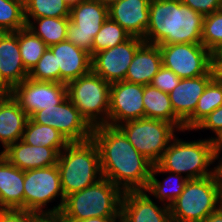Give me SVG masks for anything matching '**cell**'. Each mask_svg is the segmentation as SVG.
Segmentation results:
<instances>
[{
  "instance_id": "obj_1",
  "label": "cell",
  "mask_w": 222,
  "mask_h": 222,
  "mask_svg": "<svg viewBox=\"0 0 222 222\" xmlns=\"http://www.w3.org/2000/svg\"><path fill=\"white\" fill-rule=\"evenodd\" d=\"M91 139L98 148L104 178L123 192L146 189L153 164L135 149L118 127L96 126Z\"/></svg>"
},
{
  "instance_id": "obj_2",
  "label": "cell",
  "mask_w": 222,
  "mask_h": 222,
  "mask_svg": "<svg viewBox=\"0 0 222 222\" xmlns=\"http://www.w3.org/2000/svg\"><path fill=\"white\" fill-rule=\"evenodd\" d=\"M144 42L154 45L201 44L204 16L181 0H151Z\"/></svg>"
},
{
  "instance_id": "obj_3",
  "label": "cell",
  "mask_w": 222,
  "mask_h": 222,
  "mask_svg": "<svg viewBox=\"0 0 222 222\" xmlns=\"http://www.w3.org/2000/svg\"><path fill=\"white\" fill-rule=\"evenodd\" d=\"M123 193L103 177L93 185L66 196L59 216L65 221H80L91 217H121Z\"/></svg>"
},
{
  "instance_id": "obj_4",
  "label": "cell",
  "mask_w": 222,
  "mask_h": 222,
  "mask_svg": "<svg viewBox=\"0 0 222 222\" xmlns=\"http://www.w3.org/2000/svg\"><path fill=\"white\" fill-rule=\"evenodd\" d=\"M57 166L65 197L103 178L99 151L92 139L69 143L59 153Z\"/></svg>"
},
{
  "instance_id": "obj_5",
  "label": "cell",
  "mask_w": 222,
  "mask_h": 222,
  "mask_svg": "<svg viewBox=\"0 0 222 222\" xmlns=\"http://www.w3.org/2000/svg\"><path fill=\"white\" fill-rule=\"evenodd\" d=\"M214 141L201 138L193 141L180 139L177 134L170 141L157 163L164 171L184 174L185 178L200 179L215 174Z\"/></svg>"
},
{
  "instance_id": "obj_6",
  "label": "cell",
  "mask_w": 222,
  "mask_h": 222,
  "mask_svg": "<svg viewBox=\"0 0 222 222\" xmlns=\"http://www.w3.org/2000/svg\"><path fill=\"white\" fill-rule=\"evenodd\" d=\"M222 205L215 174L186 182L182 193L169 205L171 222H203Z\"/></svg>"
},
{
  "instance_id": "obj_7",
  "label": "cell",
  "mask_w": 222,
  "mask_h": 222,
  "mask_svg": "<svg viewBox=\"0 0 222 222\" xmlns=\"http://www.w3.org/2000/svg\"><path fill=\"white\" fill-rule=\"evenodd\" d=\"M66 85L67 97L93 128L108 125L111 84L91 70Z\"/></svg>"
},
{
  "instance_id": "obj_8",
  "label": "cell",
  "mask_w": 222,
  "mask_h": 222,
  "mask_svg": "<svg viewBox=\"0 0 222 222\" xmlns=\"http://www.w3.org/2000/svg\"><path fill=\"white\" fill-rule=\"evenodd\" d=\"M117 127L153 165L160 161L175 133L179 132L170 122L145 117L124 122Z\"/></svg>"
},
{
  "instance_id": "obj_9",
  "label": "cell",
  "mask_w": 222,
  "mask_h": 222,
  "mask_svg": "<svg viewBox=\"0 0 222 222\" xmlns=\"http://www.w3.org/2000/svg\"><path fill=\"white\" fill-rule=\"evenodd\" d=\"M57 197L60 198L58 205L47 209V204ZM64 201L65 196L61 188L60 172L57 164L46 168L24 171V210L43 216L59 215Z\"/></svg>"
},
{
  "instance_id": "obj_10",
  "label": "cell",
  "mask_w": 222,
  "mask_h": 222,
  "mask_svg": "<svg viewBox=\"0 0 222 222\" xmlns=\"http://www.w3.org/2000/svg\"><path fill=\"white\" fill-rule=\"evenodd\" d=\"M108 18V7L96 0H85L72 6L66 40L92 57L93 39Z\"/></svg>"
},
{
  "instance_id": "obj_11",
  "label": "cell",
  "mask_w": 222,
  "mask_h": 222,
  "mask_svg": "<svg viewBox=\"0 0 222 222\" xmlns=\"http://www.w3.org/2000/svg\"><path fill=\"white\" fill-rule=\"evenodd\" d=\"M162 66L172 70L179 78L206 75L211 67V52L202 44L178 43L158 45Z\"/></svg>"
},
{
  "instance_id": "obj_12",
  "label": "cell",
  "mask_w": 222,
  "mask_h": 222,
  "mask_svg": "<svg viewBox=\"0 0 222 222\" xmlns=\"http://www.w3.org/2000/svg\"><path fill=\"white\" fill-rule=\"evenodd\" d=\"M33 122L55 128L70 142L91 139L93 127L67 97L59 105L39 110L29 117Z\"/></svg>"
},
{
  "instance_id": "obj_13",
  "label": "cell",
  "mask_w": 222,
  "mask_h": 222,
  "mask_svg": "<svg viewBox=\"0 0 222 222\" xmlns=\"http://www.w3.org/2000/svg\"><path fill=\"white\" fill-rule=\"evenodd\" d=\"M9 93L30 117L39 110L62 103L67 98V85L27 78L14 86Z\"/></svg>"
},
{
  "instance_id": "obj_14",
  "label": "cell",
  "mask_w": 222,
  "mask_h": 222,
  "mask_svg": "<svg viewBox=\"0 0 222 222\" xmlns=\"http://www.w3.org/2000/svg\"><path fill=\"white\" fill-rule=\"evenodd\" d=\"M143 43V39L131 36L117 46L95 53L91 70L109 84L124 81L134 54Z\"/></svg>"
},
{
  "instance_id": "obj_15",
  "label": "cell",
  "mask_w": 222,
  "mask_h": 222,
  "mask_svg": "<svg viewBox=\"0 0 222 222\" xmlns=\"http://www.w3.org/2000/svg\"><path fill=\"white\" fill-rule=\"evenodd\" d=\"M144 85L128 81L110 86L108 125H118L145 117L143 104Z\"/></svg>"
},
{
  "instance_id": "obj_16",
  "label": "cell",
  "mask_w": 222,
  "mask_h": 222,
  "mask_svg": "<svg viewBox=\"0 0 222 222\" xmlns=\"http://www.w3.org/2000/svg\"><path fill=\"white\" fill-rule=\"evenodd\" d=\"M151 197V198H150ZM123 222H171L166 204L157 205L145 190L126 191L121 202Z\"/></svg>"
},
{
  "instance_id": "obj_17",
  "label": "cell",
  "mask_w": 222,
  "mask_h": 222,
  "mask_svg": "<svg viewBox=\"0 0 222 222\" xmlns=\"http://www.w3.org/2000/svg\"><path fill=\"white\" fill-rule=\"evenodd\" d=\"M19 49V30L0 32V83L10 91L28 78Z\"/></svg>"
},
{
  "instance_id": "obj_18",
  "label": "cell",
  "mask_w": 222,
  "mask_h": 222,
  "mask_svg": "<svg viewBox=\"0 0 222 222\" xmlns=\"http://www.w3.org/2000/svg\"><path fill=\"white\" fill-rule=\"evenodd\" d=\"M151 0H117L108 7L109 18L125 29L130 36L144 40L149 25Z\"/></svg>"
},
{
  "instance_id": "obj_19",
  "label": "cell",
  "mask_w": 222,
  "mask_h": 222,
  "mask_svg": "<svg viewBox=\"0 0 222 222\" xmlns=\"http://www.w3.org/2000/svg\"><path fill=\"white\" fill-rule=\"evenodd\" d=\"M0 153L14 166L27 171L56 165L60 152L56 148L32 146L20 139Z\"/></svg>"
},
{
  "instance_id": "obj_20",
  "label": "cell",
  "mask_w": 222,
  "mask_h": 222,
  "mask_svg": "<svg viewBox=\"0 0 222 222\" xmlns=\"http://www.w3.org/2000/svg\"><path fill=\"white\" fill-rule=\"evenodd\" d=\"M56 57L57 69H60V83H68L91 71L89 53L65 40L48 47Z\"/></svg>"
},
{
  "instance_id": "obj_21",
  "label": "cell",
  "mask_w": 222,
  "mask_h": 222,
  "mask_svg": "<svg viewBox=\"0 0 222 222\" xmlns=\"http://www.w3.org/2000/svg\"><path fill=\"white\" fill-rule=\"evenodd\" d=\"M212 79L211 70L206 75L181 79L169 93L174 113L183 123L194 113L200 96Z\"/></svg>"
},
{
  "instance_id": "obj_22",
  "label": "cell",
  "mask_w": 222,
  "mask_h": 222,
  "mask_svg": "<svg viewBox=\"0 0 222 222\" xmlns=\"http://www.w3.org/2000/svg\"><path fill=\"white\" fill-rule=\"evenodd\" d=\"M0 209L24 210V170L0 153Z\"/></svg>"
},
{
  "instance_id": "obj_23",
  "label": "cell",
  "mask_w": 222,
  "mask_h": 222,
  "mask_svg": "<svg viewBox=\"0 0 222 222\" xmlns=\"http://www.w3.org/2000/svg\"><path fill=\"white\" fill-rule=\"evenodd\" d=\"M28 115L8 93L0 101V144L1 152L22 138Z\"/></svg>"
},
{
  "instance_id": "obj_24",
  "label": "cell",
  "mask_w": 222,
  "mask_h": 222,
  "mask_svg": "<svg viewBox=\"0 0 222 222\" xmlns=\"http://www.w3.org/2000/svg\"><path fill=\"white\" fill-rule=\"evenodd\" d=\"M161 67L162 58L159 46L144 42L136 50L124 81L149 85Z\"/></svg>"
},
{
  "instance_id": "obj_25",
  "label": "cell",
  "mask_w": 222,
  "mask_h": 222,
  "mask_svg": "<svg viewBox=\"0 0 222 222\" xmlns=\"http://www.w3.org/2000/svg\"><path fill=\"white\" fill-rule=\"evenodd\" d=\"M165 173L166 175L169 173V176L159 181L156 176ZM187 181L184 175L164 171L158 164H154L145 191L155 197V201L157 199V202L169 206L182 193Z\"/></svg>"
},
{
  "instance_id": "obj_26",
  "label": "cell",
  "mask_w": 222,
  "mask_h": 222,
  "mask_svg": "<svg viewBox=\"0 0 222 222\" xmlns=\"http://www.w3.org/2000/svg\"><path fill=\"white\" fill-rule=\"evenodd\" d=\"M143 104L145 118L170 122L179 132H185L184 123L174 113L169 94L162 92L150 84L144 85Z\"/></svg>"
},
{
  "instance_id": "obj_27",
  "label": "cell",
  "mask_w": 222,
  "mask_h": 222,
  "mask_svg": "<svg viewBox=\"0 0 222 222\" xmlns=\"http://www.w3.org/2000/svg\"><path fill=\"white\" fill-rule=\"evenodd\" d=\"M26 28L48 47L66 40L69 17L25 19Z\"/></svg>"
},
{
  "instance_id": "obj_28",
  "label": "cell",
  "mask_w": 222,
  "mask_h": 222,
  "mask_svg": "<svg viewBox=\"0 0 222 222\" xmlns=\"http://www.w3.org/2000/svg\"><path fill=\"white\" fill-rule=\"evenodd\" d=\"M21 140L32 146L56 148L61 152L70 142L51 126L33 122L28 118Z\"/></svg>"
},
{
  "instance_id": "obj_29",
  "label": "cell",
  "mask_w": 222,
  "mask_h": 222,
  "mask_svg": "<svg viewBox=\"0 0 222 222\" xmlns=\"http://www.w3.org/2000/svg\"><path fill=\"white\" fill-rule=\"evenodd\" d=\"M222 105V83L212 79L198 100L194 113L184 122V130L193 129L210 113Z\"/></svg>"
},
{
  "instance_id": "obj_30",
  "label": "cell",
  "mask_w": 222,
  "mask_h": 222,
  "mask_svg": "<svg viewBox=\"0 0 222 222\" xmlns=\"http://www.w3.org/2000/svg\"><path fill=\"white\" fill-rule=\"evenodd\" d=\"M25 19L69 17L70 6L65 0H28L24 4Z\"/></svg>"
},
{
  "instance_id": "obj_31",
  "label": "cell",
  "mask_w": 222,
  "mask_h": 222,
  "mask_svg": "<svg viewBox=\"0 0 222 222\" xmlns=\"http://www.w3.org/2000/svg\"><path fill=\"white\" fill-rule=\"evenodd\" d=\"M48 46L26 27L19 30V49L24 67L30 72Z\"/></svg>"
},
{
  "instance_id": "obj_32",
  "label": "cell",
  "mask_w": 222,
  "mask_h": 222,
  "mask_svg": "<svg viewBox=\"0 0 222 222\" xmlns=\"http://www.w3.org/2000/svg\"><path fill=\"white\" fill-rule=\"evenodd\" d=\"M131 36L118 23L108 18L93 39L92 56L102 50L110 49L127 41Z\"/></svg>"
},
{
  "instance_id": "obj_33",
  "label": "cell",
  "mask_w": 222,
  "mask_h": 222,
  "mask_svg": "<svg viewBox=\"0 0 222 222\" xmlns=\"http://www.w3.org/2000/svg\"><path fill=\"white\" fill-rule=\"evenodd\" d=\"M25 27L24 4L18 0H0V32H16Z\"/></svg>"
},
{
  "instance_id": "obj_34",
  "label": "cell",
  "mask_w": 222,
  "mask_h": 222,
  "mask_svg": "<svg viewBox=\"0 0 222 222\" xmlns=\"http://www.w3.org/2000/svg\"><path fill=\"white\" fill-rule=\"evenodd\" d=\"M201 44L211 53L222 45V8L204 16Z\"/></svg>"
},
{
  "instance_id": "obj_35",
  "label": "cell",
  "mask_w": 222,
  "mask_h": 222,
  "mask_svg": "<svg viewBox=\"0 0 222 222\" xmlns=\"http://www.w3.org/2000/svg\"><path fill=\"white\" fill-rule=\"evenodd\" d=\"M28 78L60 83V69H57L56 57L49 48L46 49L37 64L31 69Z\"/></svg>"
},
{
  "instance_id": "obj_36",
  "label": "cell",
  "mask_w": 222,
  "mask_h": 222,
  "mask_svg": "<svg viewBox=\"0 0 222 222\" xmlns=\"http://www.w3.org/2000/svg\"><path fill=\"white\" fill-rule=\"evenodd\" d=\"M179 78L172 70L161 67L155 74L150 85L169 94L180 82Z\"/></svg>"
},
{
  "instance_id": "obj_37",
  "label": "cell",
  "mask_w": 222,
  "mask_h": 222,
  "mask_svg": "<svg viewBox=\"0 0 222 222\" xmlns=\"http://www.w3.org/2000/svg\"><path fill=\"white\" fill-rule=\"evenodd\" d=\"M194 130H211L215 135H211L209 139L217 138L222 133V105L205 117Z\"/></svg>"
},
{
  "instance_id": "obj_38",
  "label": "cell",
  "mask_w": 222,
  "mask_h": 222,
  "mask_svg": "<svg viewBox=\"0 0 222 222\" xmlns=\"http://www.w3.org/2000/svg\"><path fill=\"white\" fill-rule=\"evenodd\" d=\"M43 215L26 210H0V222H37Z\"/></svg>"
},
{
  "instance_id": "obj_39",
  "label": "cell",
  "mask_w": 222,
  "mask_h": 222,
  "mask_svg": "<svg viewBox=\"0 0 222 222\" xmlns=\"http://www.w3.org/2000/svg\"><path fill=\"white\" fill-rule=\"evenodd\" d=\"M181 2L203 16L222 8V0H181Z\"/></svg>"
},
{
  "instance_id": "obj_40",
  "label": "cell",
  "mask_w": 222,
  "mask_h": 222,
  "mask_svg": "<svg viewBox=\"0 0 222 222\" xmlns=\"http://www.w3.org/2000/svg\"><path fill=\"white\" fill-rule=\"evenodd\" d=\"M213 79L222 83V57H211V67Z\"/></svg>"
},
{
  "instance_id": "obj_41",
  "label": "cell",
  "mask_w": 222,
  "mask_h": 222,
  "mask_svg": "<svg viewBox=\"0 0 222 222\" xmlns=\"http://www.w3.org/2000/svg\"><path fill=\"white\" fill-rule=\"evenodd\" d=\"M215 161H218V163L216 162V166H214L215 176L222 193V156H215Z\"/></svg>"
},
{
  "instance_id": "obj_42",
  "label": "cell",
  "mask_w": 222,
  "mask_h": 222,
  "mask_svg": "<svg viewBox=\"0 0 222 222\" xmlns=\"http://www.w3.org/2000/svg\"><path fill=\"white\" fill-rule=\"evenodd\" d=\"M121 217H91L80 221H67V222H117Z\"/></svg>"
},
{
  "instance_id": "obj_43",
  "label": "cell",
  "mask_w": 222,
  "mask_h": 222,
  "mask_svg": "<svg viewBox=\"0 0 222 222\" xmlns=\"http://www.w3.org/2000/svg\"><path fill=\"white\" fill-rule=\"evenodd\" d=\"M203 222H222V205L208 215Z\"/></svg>"
},
{
  "instance_id": "obj_44",
  "label": "cell",
  "mask_w": 222,
  "mask_h": 222,
  "mask_svg": "<svg viewBox=\"0 0 222 222\" xmlns=\"http://www.w3.org/2000/svg\"><path fill=\"white\" fill-rule=\"evenodd\" d=\"M37 222H67L59 215H44Z\"/></svg>"
},
{
  "instance_id": "obj_45",
  "label": "cell",
  "mask_w": 222,
  "mask_h": 222,
  "mask_svg": "<svg viewBox=\"0 0 222 222\" xmlns=\"http://www.w3.org/2000/svg\"><path fill=\"white\" fill-rule=\"evenodd\" d=\"M215 156H222V133L214 140Z\"/></svg>"
},
{
  "instance_id": "obj_46",
  "label": "cell",
  "mask_w": 222,
  "mask_h": 222,
  "mask_svg": "<svg viewBox=\"0 0 222 222\" xmlns=\"http://www.w3.org/2000/svg\"><path fill=\"white\" fill-rule=\"evenodd\" d=\"M211 57H222V45H220L214 52L211 53Z\"/></svg>"
},
{
  "instance_id": "obj_47",
  "label": "cell",
  "mask_w": 222,
  "mask_h": 222,
  "mask_svg": "<svg viewBox=\"0 0 222 222\" xmlns=\"http://www.w3.org/2000/svg\"><path fill=\"white\" fill-rule=\"evenodd\" d=\"M96 1L99 2L102 5H105V6L109 7L110 5L115 3L117 0H96Z\"/></svg>"
},
{
  "instance_id": "obj_48",
  "label": "cell",
  "mask_w": 222,
  "mask_h": 222,
  "mask_svg": "<svg viewBox=\"0 0 222 222\" xmlns=\"http://www.w3.org/2000/svg\"><path fill=\"white\" fill-rule=\"evenodd\" d=\"M82 1H85V0H65V2L70 6V8L72 6H75L79 3H81Z\"/></svg>"
},
{
  "instance_id": "obj_49",
  "label": "cell",
  "mask_w": 222,
  "mask_h": 222,
  "mask_svg": "<svg viewBox=\"0 0 222 222\" xmlns=\"http://www.w3.org/2000/svg\"><path fill=\"white\" fill-rule=\"evenodd\" d=\"M0 93H9V91L0 83Z\"/></svg>"
},
{
  "instance_id": "obj_50",
  "label": "cell",
  "mask_w": 222,
  "mask_h": 222,
  "mask_svg": "<svg viewBox=\"0 0 222 222\" xmlns=\"http://www.w3.org/2000/svg\"><path fill=\"white\" fill-rule=\"evenodd\" d=\"M8 93H0V101L7 95Z\"/></svg>"
},
{
  "instance_id": "obj_51",
  "label": "cell",
  "mask_w": 222,
  "mask_h": 222,
  "mask_svg": "<svg viewBox=\"0 0 222 222\" xmlns=\"http://www.w3.org/2000/svg\"><path fill=\"white\" fill-rule=\"evenodd\" d=\"M20 2H22L23 4H25L28 0H18Z\"/></svg>"
}]
</instances>
